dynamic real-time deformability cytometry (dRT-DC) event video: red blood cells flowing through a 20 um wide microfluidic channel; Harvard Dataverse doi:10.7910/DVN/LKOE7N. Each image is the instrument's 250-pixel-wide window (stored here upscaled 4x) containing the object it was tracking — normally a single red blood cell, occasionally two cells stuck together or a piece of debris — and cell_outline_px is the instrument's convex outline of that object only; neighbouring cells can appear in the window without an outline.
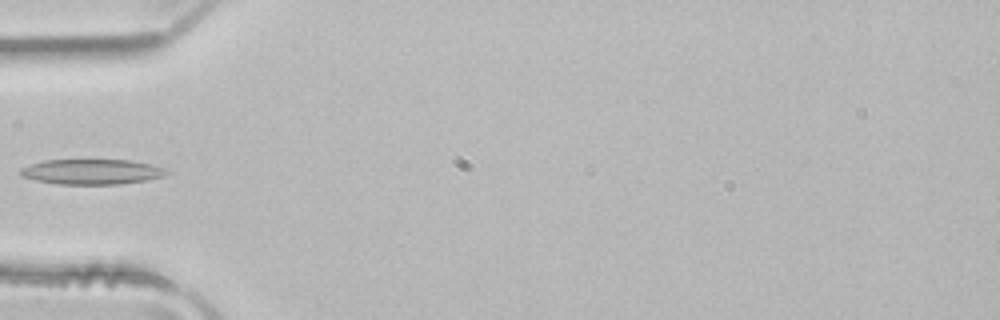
{"species": "common noctule bat (a hibernating species)", "species_latin": "Nyctalus noctula", "temperature_condition": "room temperature", "stored_images_in_passage": 2, "camera_frame_rate_fps": 3000, "um_per_image_px": 0.085, "animal": {"sex": "male", "body_mass_g": 21.5, "forearm_length_mm": 52.0}, "frame": {"image": 1, "passage_image": 2, "time_ms": 0.333, "image_size_px": [1000, 320], "cell_outline_px": [[168, 172], [164, 176], [148, 180], [120, 184], [60, 184], [36, 180], [20, 176], [20, 168], [44, 160], [132, 160], [164, 168]], "centroid_in_image_um": [7.8, 14.6], "position_along_channel_um": 77.2, "area_um2": 21.33}}